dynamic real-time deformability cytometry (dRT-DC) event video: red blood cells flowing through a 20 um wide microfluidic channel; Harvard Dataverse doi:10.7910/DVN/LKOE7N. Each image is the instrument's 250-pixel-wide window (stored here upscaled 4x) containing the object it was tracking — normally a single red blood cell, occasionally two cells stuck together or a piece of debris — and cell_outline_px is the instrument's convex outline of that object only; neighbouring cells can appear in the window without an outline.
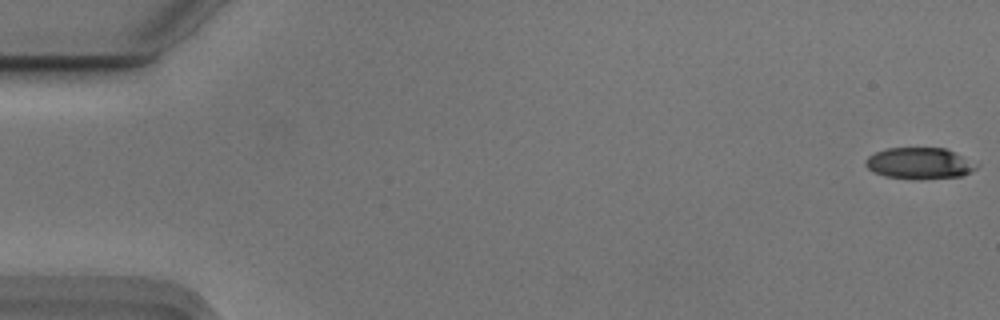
{"species": "Egyptian fruit bat (a non-hibernating species)", "species_latin": "Rousettus aegyptiacus", "temperature_condition": "cold", "stored_images_in_passage": 27, "camera_frame_rate_fps": 3000, "um_per_image_px": 0.085, "animal": {"sex": "male"}, "frame": {"image": 1, "passage_image": 1, "time_ms": 0.0, "image_size_px": [1000, 320], "cell_outline_px": [[980, 164], [972, 172], [960, 176], [884, 176], [872, 172], [864, 164], [864, 160], [868, 156], [884, 148], [944, 148]], "centroid_in_image_um": [78.12, 13.82], "position_along_channel_um": 6.9, "area_um2": 19.36}}
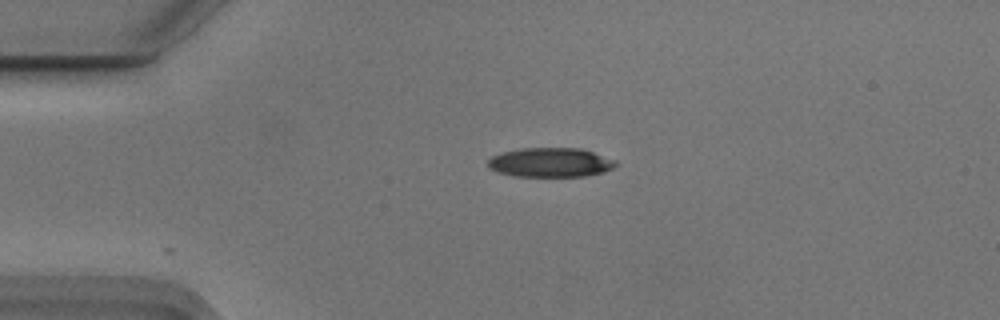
{"frame": {"image": 2, "passage_image": 13, "time_ms": 4.0, "image_size_px": [1000, 320], "cell_outline_px": [[620, 164], [604, 172], [584, 176], [512, 176], [496, 172], [488, 168], [488, 160], [492, 156], [500, 152], [520, 148], [580, 148], [616, 160]], "centroid_in_image_um": [46.76, 13.81], "position_along_channel_um": 38.2, "area_um2": 22.02}}
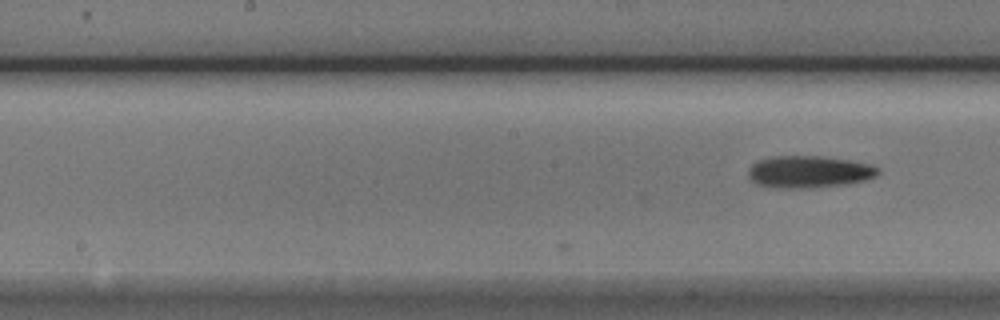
{"frame": {"image": 3, "passage_image": 27, "time_ms": 8.667, "image_size_px": [1000, 320], "cell_outline_px": [[880, 172], [876, 176], [864, 180], [848, 184], [804, 188], [776, 188], [756, 184], [748, 176], [748, 168], [752, 164], [760, 160], [776, 156], [820, 156], [848, 160], [868, 164], [876, 168]], "centroid_in_image_um": [68.72, 14.61], "position_along_channel_um": 179.5, "area_um2": 24.04}}